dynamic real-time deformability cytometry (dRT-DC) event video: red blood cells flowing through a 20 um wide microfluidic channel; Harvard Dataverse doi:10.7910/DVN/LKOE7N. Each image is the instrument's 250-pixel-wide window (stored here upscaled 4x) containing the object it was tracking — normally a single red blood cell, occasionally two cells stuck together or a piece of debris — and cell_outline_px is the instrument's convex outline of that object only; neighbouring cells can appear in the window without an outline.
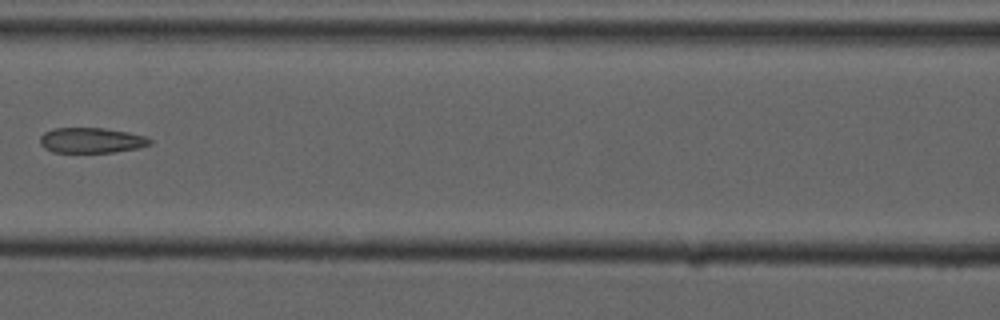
{"species": "common noctule bat (a hibernating species)", "species_latin": "Nyctalus noctula", "temperature_condition": "cold", "stored_images_in_passage": 8, "camera_frame_rate_fps": 3000, "um_per_image_px": 0.085, "animal": {"sex": "male", "forearm_length_mm": 52.5}, "frame": {"image": 1, "passage_image": 7, "time_ms": 7.0, "image_size_px": [1000, 320], "cell_outline_px": [[152, 144], [140, 148], [112, 152], [52, 152], [44, 148], [40, 144], [40, 136], [44, 132], [52, 128], [104, 128], [128, 132], [144, 136], [152, 140]], "centroid_in_image_um": [7.76, 11.93], "position_along_channel_um": 158.8, "area_um2": 16.3}}
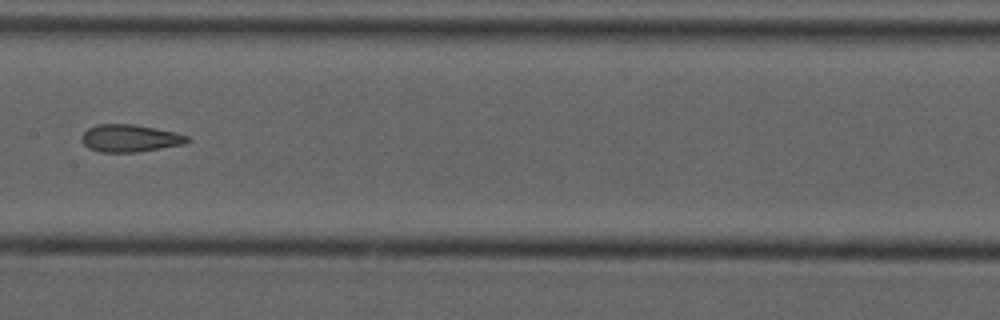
{"frame": {"image": 2, "passage_image": 8, "time_ms": 8.0, "image_size_px": [1000, 320], "cell_outline_px": [[192, 140], [184, 144], [136, 152], [100, 152], [88, 148], [80, 140], [80, 136], [88, 128], [100, 124], [132, 124], [176, 132], [188, 136]], "centroid_in_image_um": [11.03, 11.75], "position_along_channel_um": 196.4, "area_um2": 16.88}}